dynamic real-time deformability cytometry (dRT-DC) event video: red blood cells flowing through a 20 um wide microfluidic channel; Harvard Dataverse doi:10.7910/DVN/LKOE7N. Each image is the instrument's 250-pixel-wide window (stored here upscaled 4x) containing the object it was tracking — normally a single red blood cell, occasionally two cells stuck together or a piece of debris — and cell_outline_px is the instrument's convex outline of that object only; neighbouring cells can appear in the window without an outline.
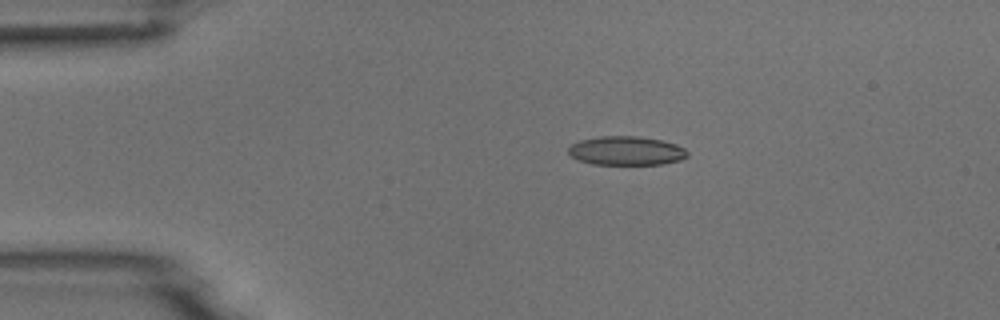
{"species": "common noctule bat (a hibernating species)", "species_latin": "Nyctalus noctula", "temperature_condition": "room temperature", "stored_images_in_passage": 6, "camera_frame_rate_fps": 3000, "um_per_image_px": 0.085, "animal": {"sex": "male", "body_mass_g": 18.8}, "frame": {"image": 1, "passage_image": 3, "time_ms": 2.333, "image_size_px": [1000, 320], "cell_outline_px": [[688, 156], [680, 160], [660, 164], [592, 164], [580, 160], [572, 156], [568, 152], [568, 148], [572, 144], [580, 140], [600, 136], [636, 136], [660, 140], [676, 144], [684, 148], [688, 152]], "centroid_in_image_um": [53.24, 12.81], "position_along_channel_um": 31.8, "area_um2": 19.88}}
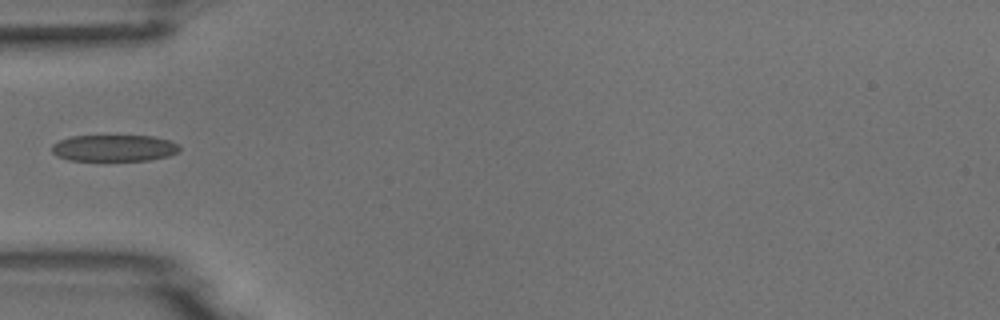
{"frame": {"image": 2, "passage_image": 5, "time_ms": 4.667, "image_size_px": [1000, 320], "cell_outline_px": [[180, 148], [176, 152], [168, 156], [148, 160], [68, 160], [56, 156], [52, 152], [52, 144], [60, 140], [72, 136], [152, 136], [168, 140], [176, 144]], "centroid_in_image_um": [9.65, 12.58], "position_along_channel_um": 75.4, "area_um2": 19.54}}